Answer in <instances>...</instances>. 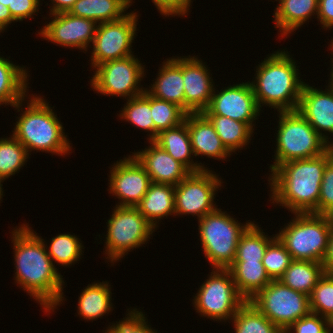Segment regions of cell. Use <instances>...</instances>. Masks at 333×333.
<instances>
[{
  "mask_svg": "<svg viewBox=\"0 0 333 333\" xmlns=\"http://www.w3.org/2000/svg\"><path fill=\"white\" fill-rule=\"evenodd\" d=\"M12 230L15 283L40 304L45 314H50L66 299L63 276L48 255L46 241L29 224Z\"/></svg>",
  "mask_w": 333,
  "mask_h": 333,
  "instance_id": "6da1fadb",
  "label": "cell"
},
{
  "mask_svg": "<svg viewBox=\"0 0 333 333\" xmlns=\"http://www.w3.org/2000/svg\"><path fill=\"white\" fill-rule=\"evenodd\" d=\"M332 158L328 149L317 157L280 164L268 176L269 201L287 208L291 213L317 214L324 169Z\"/></svg>",
  "mask_w": 333,
  "mask_h": 333,
  "instance_id": "7a4b0ae2",
  "label": "cell"
},
{
  "mask_svg": "<svg viewBox=\"0 0 333 333\" xmlns=\"http://www.w3.org/2000/svg\"><path fill=\"white\" fill-rule=\"evenodd\" d=\"M292 58L287 50H278L256 66L255 79L249 82L260 108L265 105L277 112L297 110L305 81Z\"/></svg>",
  "mask_w": 333,
  "mask_h": 333,
  "instance_id": "3957f363",
  "label": "cell"
},
{
  "mask_svg": "<svg viewBox=\"0 0 333 333\" xmlns=\"http://www.w3.org/2000/svg\"><path fill=\"white\" fill-rule=\"evenodd\" d=\"M29 97L13 106L14 110L17 109L16 113L21 110V114L17 116L12 135L22 143L29 155L31 151L52 153L61 157L72 153L71 143L65 135L63 123L53 110L54 106L51 107L40 95L31 94ZM27 98L30 100L27 101ZM24 101L27 107L24 106L23 110Z\"/></svg>",
  "mask_w": 333,
  "mask_h": 333,
  "instance_id": "277c9868",
  "label": "cell"
},
{
  "mask_svg": "<svg viewBox=\"0 0 333 333\" xmlns=\"http://www.w3.org/2000/svg\"><path fill=\"white\" fill-rule=\"evenodd\" d=\"M295 217L280 227L276 236L293 260L322 263L329 245L333 222L328 215L293 213Z\"/></svg>",
  "mask_w": 333,
  "mask_h": 333,
  "instance_id": "5b68a950",
  "label": "cell"
},
{
  "mask_svg": "<svg viewBox=\"0 0 333 333\" xmlns=\"http://www.w3.org/2000/svg\"><path fill=\"white\" fill-rule=\"evenodd\" d=\"M277 115L279 118L278 130H275L277 147L269 172L285 162L317 157L329 149V144L298 110L279 111Z\"/></svg>",
  "mask_w": 333,
  "mask_h": 333,
  "instance_id": "8992f818",
  "label": "cell"
},
{
  "mask_svg": "<svg viewBox=\"0 0 333 333\" xmlns=\"http://www.w3.org/2000/svg\"><path fill=\"white\" fill-rule=\"evenodd\" d=\"M239 223L217 208L198 220V232L204 255L213 268L227 269L234 261L241 235L254 221Z\"/></svg>",
  "mask_w": 333,
  "mask_h": 333,
  "instance_id": "52a82bcc",
  "label": "cell"
},
{
  "mask_svg": "<svg viewBox=\"0 0 333 333\" xmlns=\"http://www.w3.org/2000/svg\"><path fill=\"white\" fill-rule=\"evenodd\" d=\"M110 216L106 222L104 254L108 262L113 265L134 248L138 249L147 244L157 228L136 207L115 205Z\"/></svg>",
  "mask_w": 333,
  "mask_h": 333,
  "instance_id": "ba28073f",
  "label": "cell"
},
{
  "mask_svg": "<svg viewBox=\"0 0 333 333\" xmlns=\"http://www.w3.org/2000/svg\"><path fill=\"white\" fill-rule=\"evenodd\" d=\"M192 304L197 313L213 321L228 322L246 300L238 293L228 269L213 268Z\"/></svg>",
  "mask_w": 333,
  "mask_h": 333,
  "instance_id": "9c48e42d",
  "label": "cell"
},
{
  "mask_svg": "<svg viewBox=\"0 0 333 333\" xmlns=\"http://www.w3.org/2000/svg\"><path fill=\"white\" fill-rule=\"evenodd\" d=\"M94 71L90 86L98 94L123 97L127 100L146 90L140 82L146 75L145 66L134 55L105 61L97 65Z\"/></svg>",
  "mask_w": 333,
  "mask_h": 333,
  "instance_id": "30bf717a",
  "label": "cell"
},
{
  "mask_svg": "<svg viewBox=\"0 0 333 333\" xmlns=\"http://www.w3.org/2000/svg\"><path fill=\"white\" fill-rule=\"evenodd\" d=\"M249 302L283 330L311 313L309 296L285 286L279 280H272Z\"/></svg>",
  "mask_w": 333,
  "mask_h": 333,
  "instance_id": "8fae6325",
  "label": "cell"
},
{
  "mask_svg": "<svg viewBox=\"0 0 333 333\" xmlns=\"http://www.w3.org/2000/svg\"><path fill=\"white\" fill-rule=\"evenodd\" d=\"M137 12L131 11L122 19L98 24L91 49L90 64L93 69L109 60L122 59L132 52V43L136 39ZM136 35V36H135Z\"/></svg>",
  "mask_w": 333,
  "mask_h": 333,
  "instance_id": "7c38bea8",
  "label": "cell"
},
{
  "mask_svg": "<svg viewBox=\"0 0 333 333\" xmlns=\"http://www.w3.org/2000/svg\"><path fill=\"white\" fill-rule=\"evenodd\" d=\"M212 170L190 173L175 186V216L192 215L201 219L215 211V194L224 183Z\"/></svg>",
  "mask_w": 333,
  "mask_h": 333,
  "instance_id": "4fadbf2b",
  "label": "cell"
},
{
  "mask_svg": "<svg viewBox=\"0 0 333 333\" xmlns=\"http://www.w3.org/2000/svg\"><path fill=\"white\" fill-rule=\"evenodd\" d=\"M223 88L220 91L214 88L210 104L202 113L226 116L245 122L254 131V122L258 120L262 110L257 103L251 83L242 82Z\"/></svg>",
  "mask_w": 333,
  "mask_h": 333,
  "instance_id": "5bb4252c",
  "label": "cell"
},
{
  "mask_svg": "<svg viewBox=\"0 0 333 333\" xmlns=\"http://www.w3.org/2000/svg\"><path fill=\"white\" fill-rule=\"evenodd\" d=\"M111 166L108 191L119 199L116 206L136 207L149 188V175L133 155L117 160Z\"/></svg>",
  "mask_w": 333,
  "mask_h": 333,
  "instance_id": "9a60e30c",
  "label": "cell"
},
{
  "mask_svg": "<svg viewBox=\"0 0 333 333\" xmlns=\"http://www.w3.org/2000/svg\"><path fill=\"white\" fill-rule=\"evenodd\" d=\"M51 20L38 32L48 42L61 47L87 51L96 34L97 23L93 20L77 17L68 12L50 14ZM53 17V18H52Z\"/></svg>",
  "mask_w": 333,
  "mask_h": 333,
  "instance_id": "2e32d148",
  "label": "cell"
},
{
  "mask_svg": "<svg viewBox=\"0 0 333 333\" xmlns=\"http://www.w3.org/2000/svg\"><path fill=\"white\" fill-rule=\"evenodd\" d=\"M327 85L322 90L304 83L297 110L330 145L333 142L330 139L333 135V87Z\"/></svg>",
  "mask_w": 333,
  "mask_h": 333,
  "instance_id": "e0dca14e",
  "label": "cell"
},
{
  "mask_svg": "<svg viewBox=\"0 0 333 333\" xmlns=\"http://www.w3.org/2000/svg\"><path fill=\"white\" fill-rule=\"evenodd\" d=\"M206 63L198 56H183L185 112L200 113L210 104L214 82Z\"/></svg>",
  "mask_w": 333,
  "mask_h": 333,
  "instance_id": "ac0fdd59",
  "label": "cell"
},
{
  "mask_svg": "<svg viewBox=\"0 0 333 333\" xmlns=\"http://www.w3.org/2000/svg\"><path fill=\"white\" fill-rule=\"evenodd\" d=\"M149 144L144 150L132 152L131 155L143 166L151 182L177 186L191 173L154 141H149Z\"/></svg>",
  "mask_w": 333,
  "mask_h": 333,
  "instance_id": "d6986e66",
  "label": "cell"
},
{
  "mask_svg": "<svg viewBox=\"0 0 333 333\" xmlns=\"http://www.w3.org/2000/svg\"><path fill=\"white\" fill-rule=\"evenodd\" d=\"M187 127L194 156L225 160L232 154L223 145L213 124L202 113H188Z\"/></svg>",
  "mask_w": 333,
  "mask_h": 333,
  "instance_id": "ffe728a7",
  "label": "cell"
},
{
  "mask_svg": "<svg viewBox=\"0 0 333 333\" xmlns=\"http://www.w3.org/2000/svg\"><path fill=\"white\" fill-rule=\"evenodd\" d=\"M159 68L154 83L146 90L152 96L176 104L185 111L183 56L167 58Z\"/></svg>",
  "mask_w": 333,
  "mask_h": 333,
  "instance_id": "44dd1931",
  "label": "cell"
},
{
  "mask_svg": "<svg viewBox=\"0 0 333 333\" xmlns=\"http://www.w3.org/2000/svg\"><path fill=\"white\" fill-rule=\"evenodd\" d=\"M154 142L167 151L176 161L183 164L191 173L208 170L201 162L193 161L194 153L187 127V115L181 125L161 131Z\"/></svg>",
  "mask_w": 333,
  "mask_h": 333,
  "instance_id": "7402d4cb",
  "label": "cell"
},
{
  "mask_svg": "<svg viewBox=\"0 0 333 333\" xmlns=\"http://www.w3.org/2000/svg\"><path fill=\"white\" fill-rule=\"evenodd\" d=\"M278 5L274 10L273 21L275 28L283 37L288 36L305 24L311 17L318 14L319 0H275ZM315 14V15H314ZM289 34V35H288Z\"/></svg>",
  "mask_w": 333,
  "mask_h": 333,
  "instance_id": "603a6c76",
  "label": "cell"
},
{
  "mask_svg": "<svg viewBox=\"0 0 333 333\" xmlns=\"http://www.w3.org/2000/svg\"><path fill=\"white\" fill-rule=\"evenodd\" d=\"M136 208L158 228L160 220L175 215V186L151 182Z\"/></svg>",
  "mask_w": 333,
  "mask_h": 333,
  "instance_id": "cb8c5ba5",
  "label": "cell"
},
{
  "mask_svg": "<svg viewBox=\"0 0 333 333\" xmlns=\"http://www.w3.org/2000/svg\"><path fill=\"white\" fill-rule=\"evenodd\" d=\"M29 77L25 66L15 65L9 58L0 56V106L12 107L25 99L29 91Z\"/></svg>",
  "mask_w": 333,
  "mask_h": 333,
  "instance_id": "d4e9b609",
  "label": "cell"
},
{
  "mask_svg": "<svg viewBox=\"0 0 333 333\" xmlns=\"http://www.w3.org/2000/svg\"><path fill=\"white\" fill-rule=\"evenodd\" d=\"M109 281L92 282L88 284L85 289L78 296V310L79 317L84 320L94 321L98 320L111 311H113L112 292ZM107 313V314H106Z\"/></svg>",
  "mask_w": 333,
  "mask_h": 333,
  "instance_id": "484cf974",
  "label": "cell"
},
{
  "mask_svg": "<svg viewBox=\"0 0 333 333\" xmlns=\"http://www.w3.org/2000/svg\"><path fill=\"white\" fill-rule=\"evenodd\" d=\"M227 269L231 272L238 293L246 301L272 281L262 262L233 261Z\"/></svg>",
  "mask_w": 333,
  "mask_h": 333,
  "instance_id": "4316f807",
  "label": "cell"
},
{
  "mask_svg": "<svg viewBox=\"0 0 333 333\" xmlns=\"http://www.w3.org/2000/svg\"><path fill=\"white\" fill-rule=\"evenodd\" d=\"M133 0H77L68 13L97 24L122 19Z\"/></svg>",
  "mask_w": 333,
  "mask_h": 333,
  "instance_id": "83f0119b",
  "label": "cell"
},
{
  "mask_svg": "<svg viewBox=\"0 0 333 333\" xmlns=\"http://www.w3.org/2000/svg\"><path fill=\"white\" fill-rule=\"evenodd\" d=\"M325 273L322 263L292 260L279 281L285 286L309 296Z\"/></svg>",
  "mask_w": 333,
  "mask_h": 333,
  "instance_id": "f1b7e54d",
  "label": "cell"
},
{
  "mask_svg": "<svg viewBox=\"0 0 333 333\" xmlns=\"http://www.w3.org/2000/svg\"><path fill=\"white\" fill-rule=\"evenodd\" d=\"M213 124L223 145L232 154L249 145L254 131L245 123L226 116L205 115ZM252 136V137H251Z\"/></svg>",
  "mask_w": 333,
  "mask_h": 333,
  "instance_id": "f546056e",
  "label": "cell"
},
{
  "mask_svg": "<svg viewBox=\"0 0 333 333\" xmlns=\"http://www.w3.org/2000/svg\"><path fill=\"white\" fill-rule=\"evenodd\" d=\"M265 234L253 222L239 239L234 261L262 262L268 244L276 237V234L273 237Z\"/></svg>",
  "mask_w": 333,
  "mask_h": 333,
  "instance_id": "4dcf8cb0",
  "label": "cell"
},
{
  "mask_svg": "<svg viewBox=\"0 0 333 333\" xmlns=\"http://www.w3.org/2000/svg\"><path fill=\"white\" fill-rule=\"evenodd\" d=\"M235 333H284L273 324L252 303L246 301L231 319Z\"/></svg>",
  "mask_w": 333,
  "mask_h": 333,
  "instance_id": "1f68e13d",
  "label": "cell"
},
{
  "mask_svg": "<svg viewBox=\"0 0 333 333\" xmlns=\"http://www.w3.org/2000/svg\"><path fill=\"white\" fill-rule=\"evenodd\" d=\"M150 108V93L145 90L141 95L127 99L119 117L133 126L148 132V141H154V122Z\"/></svg>",
  "mask_w": 333,
  "mask_h": 333,
  "instance_id": "d6a6232c",
  "label": "cell"
},
{
  "mask_svg": "<svg viewBox=\"0 0 333 333\" xmlns=\"http://www.w3.org/2000/svg\"><path fill=\"white\" fill-rule=\"evenodd\" d=\"M82 241L74 234H58L51 239L50 245L45 243L47 252L52 262L58 266L69 267L80 261L82 249L85 247Z\"/></svg>",
  "mask_w": 333,
  "mask_h": 333,
  "instance_id": "836d02e7",
  "label": "cell"
},
{
  "mask_svg": "<svg viewBox=\"0 0 333 333\" xmlns=\"http://www.w3.org/2000/svg\"><path fill=\"white\" fill-rule=\"evenodd\" d=\"M29 159V154L22 143L13 135L0 138V176L4 179L20 172Z\"/></svg>",
  "mask_w": 333,
  "mask_h": 333,
  "instance_id": "e575fe53",
  "label": "cell"
},
{
  "mask_svg": "<svg viewBox=\"0 0 333 333\" xmlns=\"http://www.w3.org/2000/svg\"><path fill=\"white\" fill-rule=\"evenodd\" d=\"M150 108L154 122V140L158 134L167 129L181 125L187 113L176 104L156 98L150 94Z\"/></svg>",
  "mask_w": 333,
  "mask_h": 333,
  "instance_id": "d590c367",
  "label": "cell"
},
{
  "mask_svg": "<svg viewBox=\"0 0 333 333\" xmlns=\"http://www.w3.org/2000/svg\"><path fill=\"white\" fill-rule=\"evenodd\" d=\"M285 245L276 236L267 246L262 264L271 280H279L292 262Z\"/></svg>",
  "mask_w": 333,
  "mask_h": 333,
  "instance_id": "8d00e7d4",
  "label": "cell"
},
{
  "mask_svg": "<svg viewBox=\"0 0 333 333\" xmlns=\"http://www.w3.org/2000/svg\"><path fill=\"white\" fill-rule=\"evenodd\" d=\"M311 313L329 317L333 313V274L325 273L309 295Z\"/></svg>",
  "mask_w": 333,
  "mask_h": 333,
  "instance_id": "74e56055",
  "label": "cell"
},
{
  "mask_svg": "<svg viewBox=\"0 0 333 333\" xmlns=\"http://www.w3.org/2000/svg\"><path fill=\"white\" fill-rule=\"evenodd\" d=\"M127 311L121 321L108 325L104 333H159L148 324L145 312L143 314L142 310L139 311L137 308L127 309Z\"/></svg>",
  "mask_w": 333,
  "mask_h": 333,
  "instance_id": "f35d334b",
  "label": "cell"
},
{
  "mask_svg": "<svg viewBox=\"0 0 333 333\" xmlns=\"http://www.w3.org/2000/svg\"><path fill=\"white\" fill-rule=\"evenodd\" d=\"M333 210V158L326 164L320 187L317 214L328 215Z\"/></svg>",
  "mask_w": 333,
  "mask_h": 333,
  "instance_id": "ab89813d",
  "label": "cell"
},
{
  "mask_svg": "<svg viewBox=\"0 0 333 333\" xmlns=\"http://www.w3.org/2000/svg\"><path fill=\"white\" fill-rule=\"evenodd\" d=\"M327 318L310 313L292 323L284 333H328Z\"/></svg>",
  "mask_w": 333,
  "mask_h": 333,
  "instance_id": "60d3db41",
  "label": "cell"
},
{
  "mask_svg": "<svg viewBox=\"0 0 333 333\" xmlns=\"http://www.w3.org/2000/svg\"><path fill=\"white\" fill-rule=\"evenodd\" d=\"M159 13L165 17L186 16L192 0H151Z\"/></svg>",
  "mask_w": 333,
  "mask_h": 333,
  "instance_id": "b9f144b4",
  "label": "cell"
},
{
  "mask_svg": "<svg viewBox=\"0 0 333 333\" xmlns=\"http://www.w3.org/2000/svg\"><path fill=\"white\" fill-rule=\"evenodd\" d=\"M40 2V0H13V8L9 10L16 22L32 19L35 13L38 15Z\"/></svg>",
  "mask_w": 333,
  "mask_h": 333,
  "instance_id": "7bdbcfd3",
  "label": "cell"
},
{
  "mask_svg": "<svg viewBox=\"0 0 333 333\" xmlns=\"http://www.w3.org/2000/svg\"><path fill=\"white\" fill-rule=\"evenodd\" d=\"M317 20L323 29L331 30L333 28V0H319Z\"/></svg>",
  "mask_w": 333,
  "mask_h": 333,
  "instance_id": "ee69618b",
  "label": "cell"
},
{
  "mask_svg": "<svg viewBox=\"0 0 333 333\" xmlns=\"http://www.w3.org/2000/svg\"><path fill=\"white\" fill-rule=\"evenodd\" d=\"M52 6H50V12L49 14H58V13H64L69 12V10L72 8L73 4L77 0H50Z\"/></svg>",
  "mask_w": 333,
  "mask_h": 333,
  "instance_id": "f6af8a7d",
  "label": "cell"
},
{
  "mask_svg": "<svg viewBox=\"0 0 333 333\" xmlns=\"http://www.w3.org/2000/svg\"><path fill=\"white\" fill-rule=\"evenodd\" d=\"M12 22L15 23L16 21L13 19L9 7L0 3V34L1 32L4 33Z\"/></svg>",
  "mask_w": 333,
  "mask_h": 333,
  "instance_id": "bcb514c9",
  "label": "cell"
},
{
  "mask_svg": "<svg viewBox=\"0 0 333 333\" xmlns=\"http://www.w3.org/2000/svg\"><path fill=\"white\" fill-rule=\"evenodd\" d=\"M322 264L326 273L333 274V229L330 235L327 252L324 260L322 261Z\"/></svg>",
  "mask_w": 333,
  "mask_h": 333,
  "instance_id": "7dc6e473",
  "label": "cell"
},
{
  "mask_svg": "<svg viewBox=\"0 0 333 333\" xmlns=\"http://www.w3.org/2000/svg\"><path fill=\"white\" fill-rule=\"evenodd\" d=\"M327 321H328V330H329V333H331L333 330V313L327 317Z\"/></svg>",
  "mask_w": 333,
  "mask_h": 333,
  "instance_id": "c3c4849f",
  "label": "cell"
},
{
  "mask_svg": "<svg viewBox=\"0 0 333 333\" xmlns=\"http://www.w3.org/2000/svg\"><path fill=\"white\" fill-rule=\"evenodd\" d=\"M0 3L9 8H13V0H0Z\"/></svg>",
  "mask_w": 333,
  "mask_h": 333,
  "instance_id": "681fc988",
  "label": "cell"
},
{
  "mask_svg": "<svg viewBox=\"0 0 333 333\" xmlns=\"http://www.w3.org/2000/svg\"><path fill=\"white\" fill-rule=\"evenodd\" d=\"M6 179H4L3 177H1L0 176V203H1V199L3 198V193H4V190H3V188H2V186H3V184H1V183H3L4 181H5Z\"/></svg>",
  "mask_w": 333,
  "mask_h": 333,
  "instance_id": "f907efd6",
  "label": "cell"
},
{
  "mask_svg": "<svg viewBox=\"0 0 333 333\" xmlns=\"http://www.w3.org/2000/svg\"><path fill=\"white\" fill-rule=\"evenodd\" d=\"M328 217L332 220L333 222V210L328 214Z\"/></svg>",
  "mask_w": 333,
  "mask_h": 333,
  "instance_id": "816d5d0a",
  "label": "cell"
},
{
  "mask_svg": "<svg viewBox=\"0 0 333 333\" xmlns=\"http://www.w3.org/2000/svg\"><path fill=\"white\" fill-rule=\"evenodd\" d=\"M329 149H330V151L332 153V156H333V142L329 145Z\"/></svg>",
  "mask_w": 333,
  "mask_h": 333,
  "instance_id": "f5cc1de1",
  "label": "cell"
}]
</instances>
